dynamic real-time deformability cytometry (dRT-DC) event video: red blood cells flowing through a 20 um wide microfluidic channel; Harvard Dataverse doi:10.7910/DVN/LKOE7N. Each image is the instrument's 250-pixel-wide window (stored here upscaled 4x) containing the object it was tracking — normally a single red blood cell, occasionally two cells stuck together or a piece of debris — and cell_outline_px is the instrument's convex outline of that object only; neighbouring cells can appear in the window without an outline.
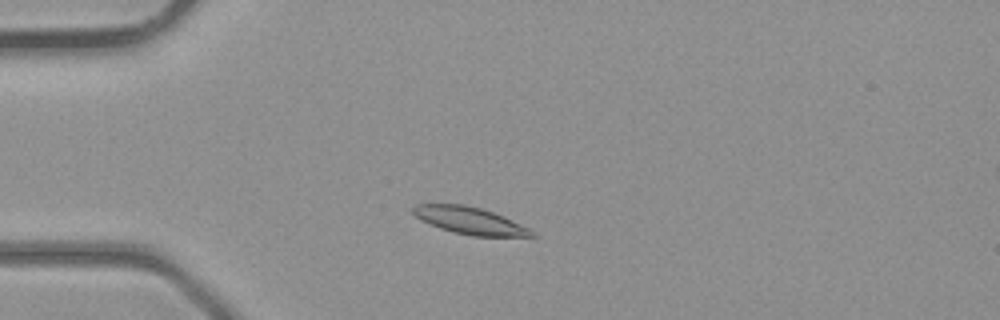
{"species": "common noctule bat (a hibernating species)", "species_latin": "Nyctalus noctula", "temperature_condition": "room temperature", "stored_images_in_passage": 4, "camera_frame_rate_fps": 3000, "um_per_image_px": 0.085, "animal": {"sex": "male", "body_mass_g": 23.1, "forearm_length_mm": 52.7}, "frame": {"image": 1, "passage_image": 2, "time_ms": 1.333, "image_size_px": [1000, 320], "cell_outline_px": [[540, 236], [472, 236], [452, 232], [440, 228], [420, 220], [412, 212], [412, 208], [416, 204], [464, 204], [480, 208], [504, 216], [536, 232]], "centroid_in_image_um": [39.93, 18.75], "position_along_channel_um": 45.1, "area_um2": 18.73}}
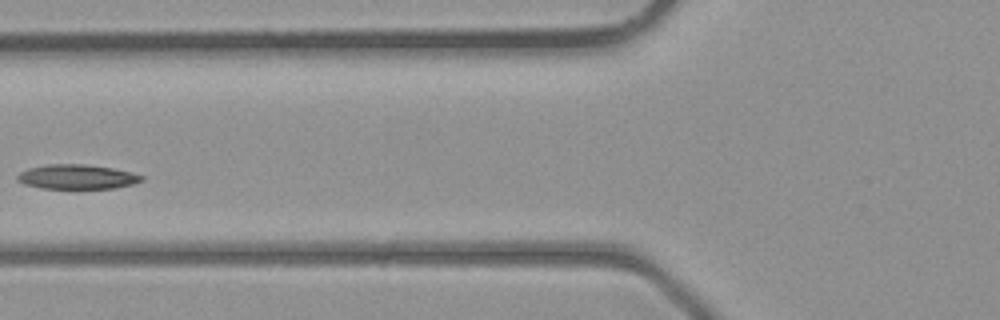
{"frame": {"image": 2, "passage_image": 4, "time_ms": 3.333, "image_size_px": [1000, 320], "cell_outline_px": [[144, 180], [132, 184], [112, 188], [40, 188], [24, 184], [16, 180], [16, 176], [20, 172], [28, 168], [44, 164], [84, 164], [112, 168], [132, 172], [144, 176]], "centroid_in_image_um": [6.51, 15.02], "position_along_channel_um": 119.3, "area_um2": 17.8}}